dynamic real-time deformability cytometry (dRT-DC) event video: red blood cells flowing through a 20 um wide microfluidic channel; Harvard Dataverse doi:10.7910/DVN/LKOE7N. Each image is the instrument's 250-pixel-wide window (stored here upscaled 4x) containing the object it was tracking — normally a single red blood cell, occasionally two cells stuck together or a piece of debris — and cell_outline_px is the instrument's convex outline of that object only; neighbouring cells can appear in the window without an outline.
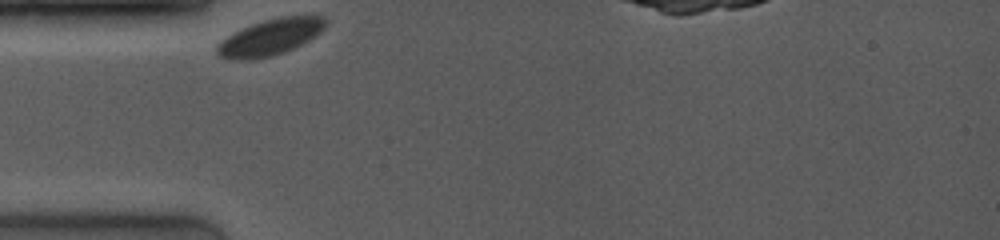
{"species": "common noctule bat (a hibernating species)", "species_latin": "Nyctalus noctula", "temperature_condition": "room temperature", "stored_images_in_passage": 17, "camera_frame_rate_fps": 4000, "um_per_image_px": 0.085, "animal": {"sex": "female", "body_mass_g": 19.0, "forearm_length_mm": 53.3}, "frame": {"image": 1, "passage_image": 1, "time_ms": 0.0, "image_size_px": [1000, 240], "cell_outline_px": [[328, 24], [320, 32], [308, 40], [284, 52], [272, 56], [252, 60], [228, 60], [220, 56], [216, 52], [216, 44], [228, 36], [252, 24], [276, 16], [324, 16]], "centroid_in_image_um": [22.95, 3.17], "position_along_channel_um": 62.0, "area_um2": 22.83}}
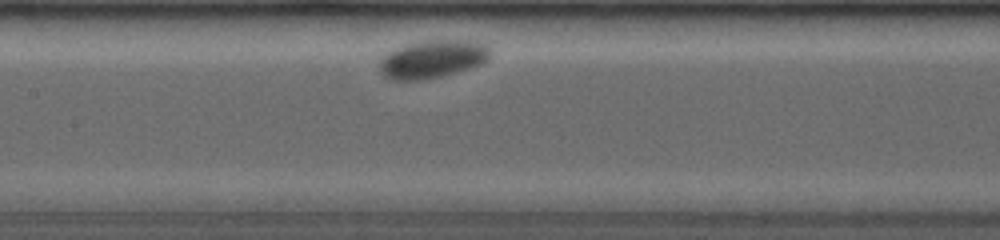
{"frame": {"image": 2, "passage_image": 10, "time_ms": 3.25, "image_size_px": [1000, 240], "cell_outline_px": [[492, 52], [488, 60], [480, 64], [456, 72], [424, 80], [388, 80], [380, 72], [380, 60], [388, 52], [396, 48], [408, 44], [424, 40], [468, 40], [484, 44], [492, 48]], "centroid_in_image_um": [36.77, 5.02], "position_along_channel_um": 170.6, "area_um2": 24.57}}